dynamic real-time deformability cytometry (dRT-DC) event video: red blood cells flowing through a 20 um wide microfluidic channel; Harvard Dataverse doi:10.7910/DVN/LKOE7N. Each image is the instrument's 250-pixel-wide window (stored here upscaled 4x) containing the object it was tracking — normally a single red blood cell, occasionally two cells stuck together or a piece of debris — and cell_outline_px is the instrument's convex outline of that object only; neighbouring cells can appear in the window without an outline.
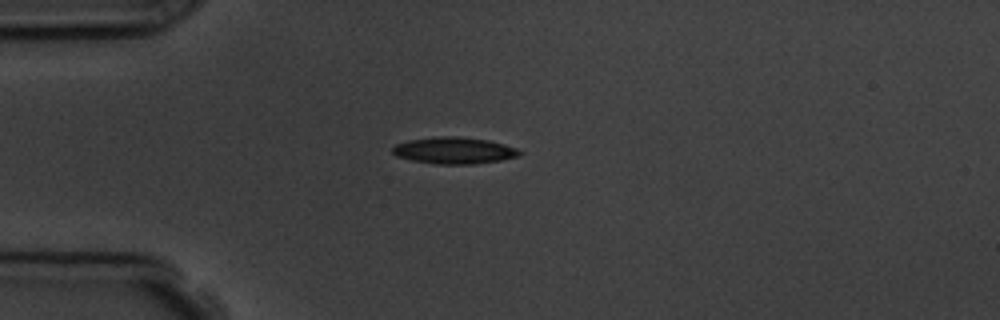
{"species": "common noctule bat (a hibernating species)", "species_latin": "Nyctalus noctula", "temperature_condition": "room temperature", "stored_images_in_passage": 4, "camera_frame_rate_fps": 3000, "um_per_image_px": 0.085, "animal": {"sex": "male", "body_mass_g": 19.5, "forearm_length_mm": 54.6}, "frame": {"image": 1, "passage_image": 1, "time_ms": 0.0, "image_size_px": [1000, 320], "cell_outline_px": [[524, 152], [520, 156], [500, 160], [472, 164], [436, 164], [412, 160], [396, 156], [392, 152], [392, 148], [396, 144], [408, 140], [440, 136], [456, 136], [488, 140], [504, 144], [516, 148]], "centroid_in_image_um": [38.61, 12.79], "position_along_channel_um": 46.4, "area_um2": 19.71}}